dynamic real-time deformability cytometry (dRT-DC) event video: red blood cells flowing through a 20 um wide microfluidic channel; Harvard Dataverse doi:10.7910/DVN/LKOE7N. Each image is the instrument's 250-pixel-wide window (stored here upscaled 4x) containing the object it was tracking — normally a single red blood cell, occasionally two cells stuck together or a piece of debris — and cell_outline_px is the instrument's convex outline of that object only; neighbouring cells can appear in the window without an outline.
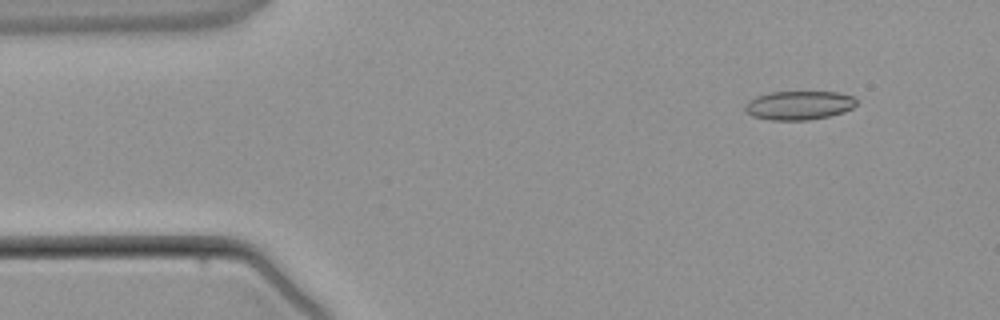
{"species": "common noctule bat (a hibernating species)", "species_latin": "Nyctalus noctula", "temperature_condition": "warm", "stored_images_in_passage": 3, "camera_frame_rate_fps": 3000, "um_per_image_px": 0.085, "animal": {"sex": "male", "body_mass_g": 21.5, "forearm_length_mm": 52.0}, "frame": {"image": 1, "passage_image": 1, "time_ms": 0.0, "image_size_px": [1000, 320], "cell_outline_px": [[856, 104], [852, 108], [844, 112], [828, 116], [808, 120], [768, 120], [752, 116], [744, 108], [744, 104], [748, 100], [756, 96], [768, 92], [836, 92], [852, 96], [856, 100]], "centroid_in_image_um": [67.87, 8.95], "position_along_channel_um": 17.1, "area_um2": 18.79}}
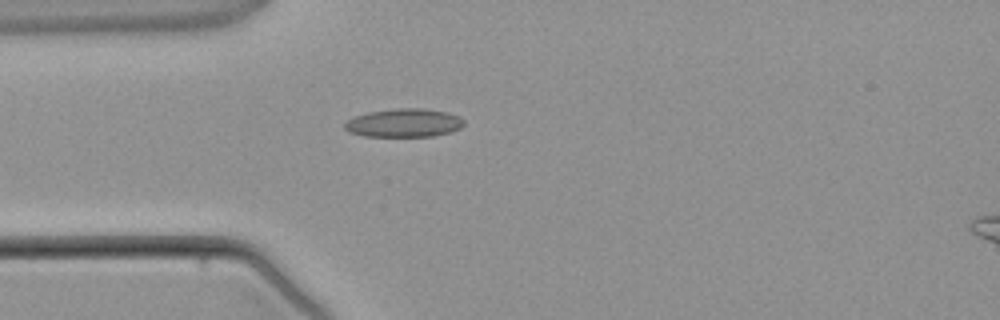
{"frame": {"image": 2, "passage_image": 3, "time_ms": 2.333, "image_size_px": [1000, 320], "cell_outline_px": [[464, 124], [460, 128], [452, 132], [432, 136], [364, 136], [348, 132], [344, 128], [344, 124], [348, 120], [356, 116], [368, 112], [400, 108], [424, 108], [448, 112], [460, 116], [464, 120]], "centroid_in_image_um": [34.37, 10.44], "position_along_channel_um": 50.6, "area_um2": 19.83}}